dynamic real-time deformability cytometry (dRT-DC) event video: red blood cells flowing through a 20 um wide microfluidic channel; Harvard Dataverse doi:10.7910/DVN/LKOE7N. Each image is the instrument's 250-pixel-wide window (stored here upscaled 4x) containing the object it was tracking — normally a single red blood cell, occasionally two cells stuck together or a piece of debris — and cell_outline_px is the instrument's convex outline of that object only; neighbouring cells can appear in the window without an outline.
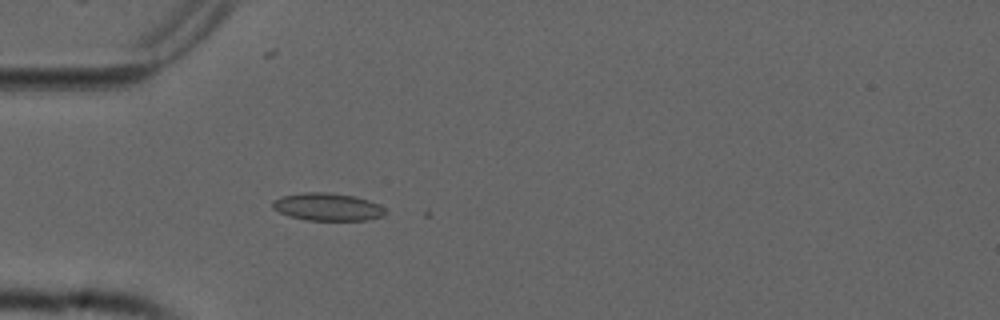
{"species": "common noctule bat (a hibernating species)", "species_latin": "Nyctalus noctula", "temperature_condition": "cold", "stored_images_in_passage": 18, "camera_frame_rate_fps": 3000, "um_per_image_px": 0.085, "animal": {"sex": "male", "forearm_length_mm": 52.5}, "frame": {"image": 1, "passage_image": 17, "time_ms": 5.333, "image_size_px": [1000, 320], "cell_outline_px": [[388, 212], [384, 216], [368, 220], [308, 220], [288, 216], [272, 208], [272, 200], [280, 196], [304, 192], [328, 192], [356, 196], [368, 200], [384, 208]], "centroid_in_image_um": [27.83, 17.58], "position_along_channel_um": 57.2, "area_um2": 18.32}}